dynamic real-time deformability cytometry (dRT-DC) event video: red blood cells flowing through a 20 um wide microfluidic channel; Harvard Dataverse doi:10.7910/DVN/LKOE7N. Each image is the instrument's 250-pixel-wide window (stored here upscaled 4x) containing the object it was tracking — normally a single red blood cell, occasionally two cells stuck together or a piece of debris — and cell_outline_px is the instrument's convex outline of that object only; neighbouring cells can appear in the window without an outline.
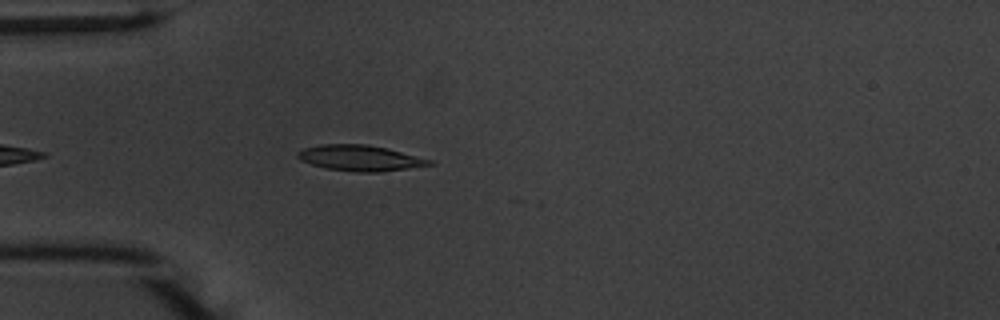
{"species": "common noctule bat (a hibernating species)", "species_latin": "Nyctalus noctula", "temperature_condition": "warm", "stored_images_in_passage": 8, "camera_frame_rate_fps": 3000, "um_per_image_px": 0.085, "animal": {"sex": "male", "body_mass_g": 20.1, "forearm_length_mm": 53.5}, "frame": {"image": 1, "passage_image": 2, "time_ms": 0.333, "image_size_px": [1000, 320], "cell_outline_px": [[436, 164], [380, 172], [356, 172], [328, 168], [312, 164], [300, 160], [296, 156], [296, 152], [304, 148], [320, 144], [368, 144], [388, 148], [432, 160]], "centroid_in_image_um": [30.61, 13.42], "position_along_channel_um": 54.4, "area_um2": 19.77}}